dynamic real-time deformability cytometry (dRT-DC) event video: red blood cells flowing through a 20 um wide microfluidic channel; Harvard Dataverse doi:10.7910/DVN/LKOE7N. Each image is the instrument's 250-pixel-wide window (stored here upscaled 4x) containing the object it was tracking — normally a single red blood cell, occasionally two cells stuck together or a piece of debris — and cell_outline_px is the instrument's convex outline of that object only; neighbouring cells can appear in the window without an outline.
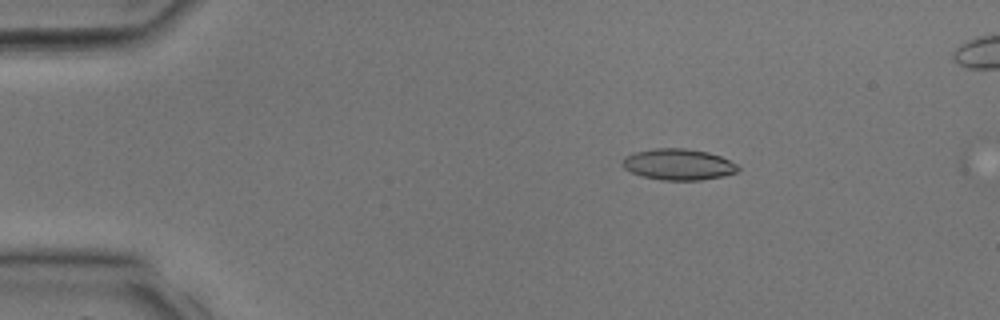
{"species": "common noctule bat (a hibernating species)", "species_latin": "Nyctalus noctula", "temperature_condition": "room temperature", "stored_images_in_passage": 13, "camera_frame_rate_fps": 3000, "um_per_image_px": 0.085, "animal": {"sex": "male", "body_mass_g": 17.9, "forearm_length_mm": 54.2}, "frame": {"image": 1, "passage_image": 6, "time_ms": 1.667, "image_size_px": [1000, 320], "cell_outline_px": [[740, 168], [736, 172], [724, 176], [700, 180], [660, 180], [644, 176], [632, 172], [624, 168], [620, 164], [624, 156], [636, 152], [656, 148], [684, 148], [708, 152], [720, 156], [736, 164]], "centroid_in_image_um": [57.64, 13.97], "position_along_channel_um": 27.4, "area_um2": 20.92}}